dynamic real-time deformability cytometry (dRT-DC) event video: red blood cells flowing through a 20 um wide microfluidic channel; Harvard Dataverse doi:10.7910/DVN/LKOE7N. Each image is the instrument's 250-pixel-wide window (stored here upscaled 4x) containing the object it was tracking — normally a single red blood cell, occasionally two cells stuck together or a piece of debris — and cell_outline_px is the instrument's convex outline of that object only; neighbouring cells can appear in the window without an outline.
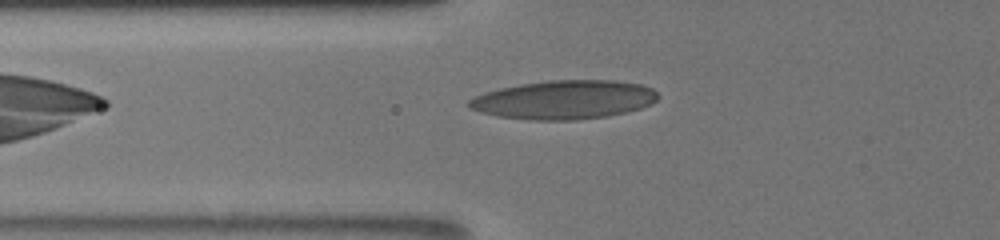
{"species": "human", "species_latin": "Homo sapiens", "temperature_condition": "room temperature", "stored_images_in_passage": 7, "camera_frame_rate_fps": 3000, "um_per_image_px": 0.085, "donor": {"sex": "male"}, "frame": {"image": 1, "passage_image": 5, "time_ms": 1.333, "image_size_px": [1000, 240], "cell_outline_px": [[660, 96], [652, 104], [640, 108], [608, 116], [576, 120], [532, 120], [496, 116], [480, 112], [468, 108], [464, 104], [472, 96], [484, 92], [500, 88], [520, 84], [548, 80], [616, 80], [640, 84], [652, 88]], "centroid_in_image_um": [47.9, 8.47], "position_along_channel_um": 77.9, "area_um2": 43.12}}
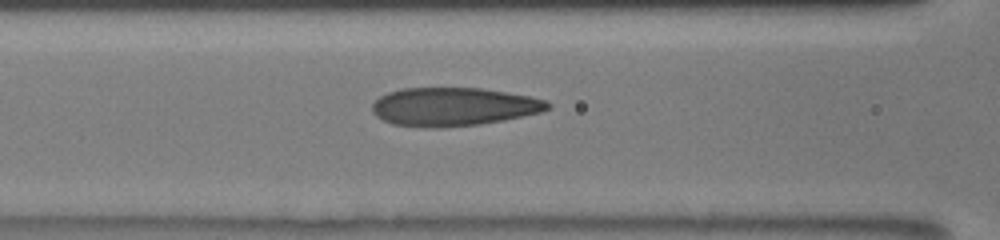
{"frame": {"image": 2, "passage_image": 7, "time_ms": 2.667, "image_size_px": [1000, 240], "cell_outline_px": [[552, 108], [540, 112], [504, 120], [480, 124], [440, 128], [424, 128], [392, 124], [376, 116], [372, 112], [372, 104], [380, 96], [388, 92], [400, 88], [480, 88], [528, 96], [544, 100], [552, 104]], "centroid_in_image_um": [38.51, 9.08], "position_along_channel_um": 128.1, "area_um2": 39.36}}